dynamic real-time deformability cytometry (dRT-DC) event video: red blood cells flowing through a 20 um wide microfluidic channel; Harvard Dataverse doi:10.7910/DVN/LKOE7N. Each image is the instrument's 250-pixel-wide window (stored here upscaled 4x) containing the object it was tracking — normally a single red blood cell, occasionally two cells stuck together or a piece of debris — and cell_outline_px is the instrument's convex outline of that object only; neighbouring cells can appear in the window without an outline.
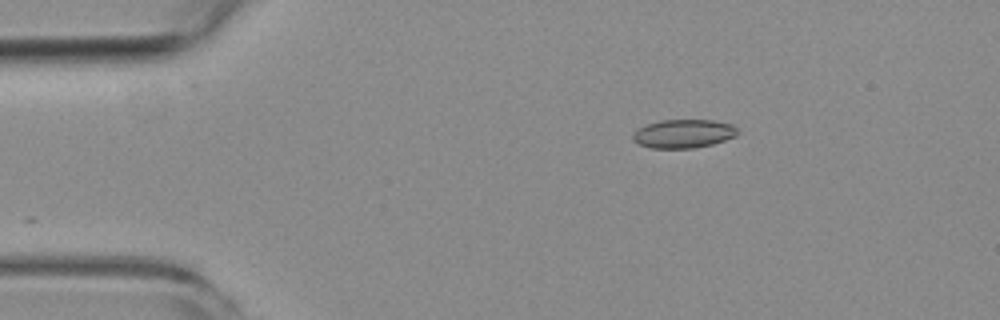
{"species": "common noctule bat (a hibernating species)", "species_latin": "Nyctalus noctula", "temperature_condition": "room temperature", "stored_images_in_passage": 4, "camera_frame_rate_fps": 3000, "um_per_image_px": 0.085, "animal": {"sex": "female", "body_mass_g": 19.3, "forearm_length_mm": 54.1}, "frame": {"image": 1, "passage_image": 4, "time_ms": 3.333, "image_size_px": [1000, 320], "cell_outline_px": [[736, 136], [712, 144], [692, 148], [652, 148], [640, 144], [632, 140], [632, 132], [648, 124], [660, 120], [712, 120], [732, 124], [736, 128]], "centroid_in_image_um": [58.07, 11.36], "position_along_channel_um": 26.9, "area_um2": 17.28}}